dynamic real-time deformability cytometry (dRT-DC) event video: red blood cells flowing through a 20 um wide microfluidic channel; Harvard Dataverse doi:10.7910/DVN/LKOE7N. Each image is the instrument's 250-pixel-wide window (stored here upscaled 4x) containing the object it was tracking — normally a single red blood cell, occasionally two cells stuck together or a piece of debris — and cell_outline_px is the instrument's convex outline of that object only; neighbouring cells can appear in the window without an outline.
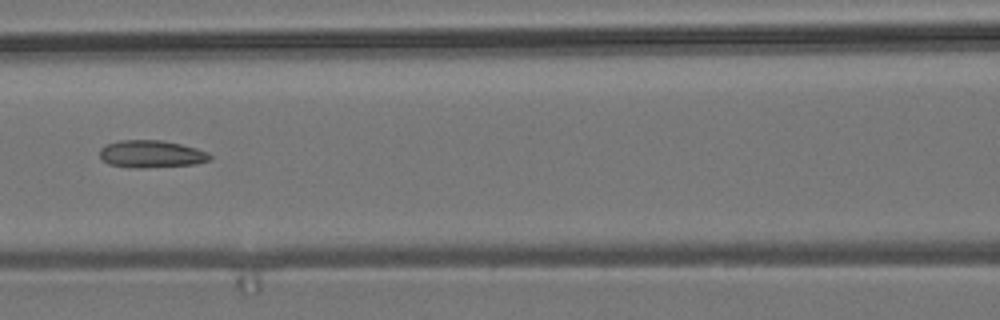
{"species": "common noctule bat (a hibernating species)", "species_latin": "Nyctalus noctula", "temperature_condition": "room temperature", "stored_images_in_passage": 8, "camera_frame_rate_fps": 3000, "um_per_image_px": 0.085, "animal": {"sex": "male", "body_mass_g": 19.2, "forearm_length_mm": 51.8}, "frame": {"image": 1, "passage_image": 7, "time_ms": 7.667, "image_size_px": [1000, 320], "cell_outline_px": [[212, 160], [196, 164], [144, 168], [136, 168], [108, 164], [100, 156], [100, 148], [108, 144], [120, 140], [160, 140], [180, 144], [196, 148], [208, 152], [212, 156]], "centroid_in_image_um": [12.9, 13.1], "position_along_channel_um": 153.7, "area_um2": 17.57}}
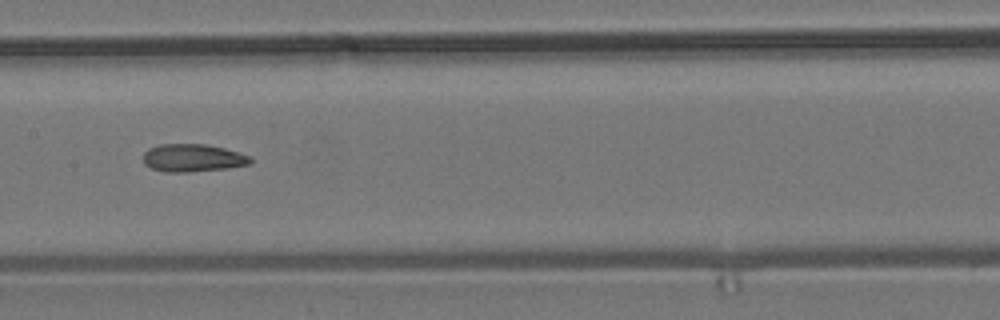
{"frame": {"image": 2, "passage_image": 8, "time_ms": 8.667, "image_size_px": [1000, 320], "cell_outline_px": [[252, 164], [228, 168], [188, 172], [164, 172], [152, 168], [144, 164], [144, 152], [148, 148], [160, 144], [204, 144], [224, 148], [248, 156], [252, 160]], "centroid_in_image_um": [16.36, 13.43], "position_along_channel_um": 191.0, "area_um2": 17.28}}